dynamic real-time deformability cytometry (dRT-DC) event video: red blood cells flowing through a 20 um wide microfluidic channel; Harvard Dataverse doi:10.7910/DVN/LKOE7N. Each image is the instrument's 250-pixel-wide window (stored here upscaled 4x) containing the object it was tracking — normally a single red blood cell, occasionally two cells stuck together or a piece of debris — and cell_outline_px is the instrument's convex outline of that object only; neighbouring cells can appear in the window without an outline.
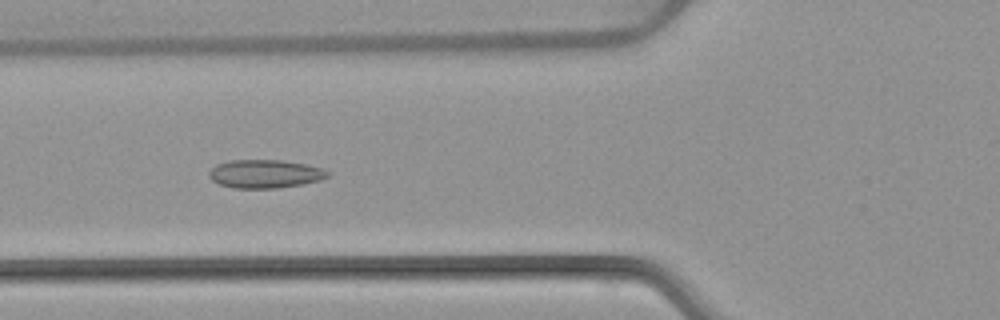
{"species": "common noctule bat (a hibernating species)", "species_latin": "Nyctalus noctula", "temperature_condition": "warm", "stored_images_in_passage": 53, "camera_frame_rate_fps": 3000, "um_per_image_px": 0.085, "animal": {"sex": "female", "body_mass_g": 22.7, "forearm_length_mm": 54.2}, "frame": {"image": 1, "passage_image": 20, "time_ms": 6.333, "image_size_px": [1000, 320], "cell_outline_px": [[332, 172], [328, 176], [320, 180], [304, 184], [276, 188], [232, 188], [220, 184], [212, 180], [208, 176], [208, 172], [216, 164], [228, 160], [280, 160], [304, 164], [324, 168]], "centroid_in_image_um": [22.53, 14.77], "position_along_channel_um": 103.3, "area_um2": 19.77}}
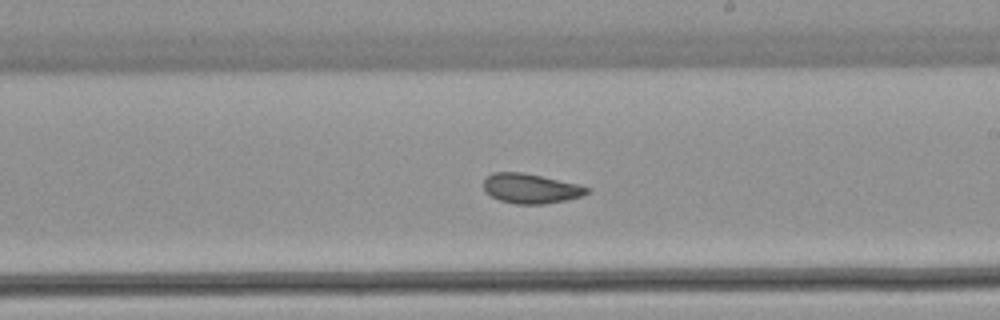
{"frame": {"image": 2, "passage_image": 31, "time_ms": 10.0, "image_size_px": [1000, 320], "cell_outline_px": [[592, 188], [588, 192], [580, 196], [568, 200], [544, 204], [516, 204], [500, 200], [492, 196], [484, 188], [484, 180], [492, 172], [524, 172], [580, 184]], "centroid_in_image_um": [45.16, 16.01], "position_along_channel_um": 243.8, "area_um2": 17.98}}
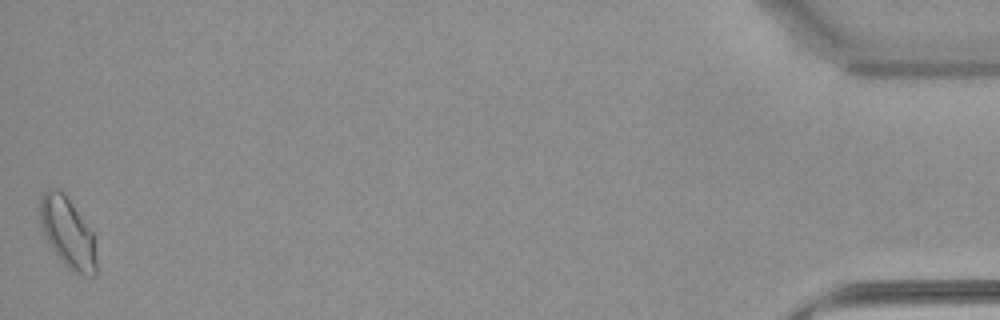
{"frame": {"image": 3, "passage_image": 53, "time_ms": 17.333, "image_size_px": [1000, 320], "cell_outline_px": [[96, 276], [84, 276], [72, 272], [60, 260], [52, 248], [40, 224], [36, 212], [40, 196], [48, 188], [60, 188], [64, 192], [92, 232], [96, 260]], "centroid_in_image_um": [5.7, 19.74], "position_along_channel_um": 429.5, "area_um2": 23.41}, "authors_computed_cell_mechanics": {"area_um2": 19.5942, "velocity_mm_per_s": 3.8448, "shape_relaxation_time_tau1_ms": null, "shape_relaxation_time_tau2_ms": 1.92, "deformation_change_tau1": null, "deformation_change_tau2": 0.0594}}